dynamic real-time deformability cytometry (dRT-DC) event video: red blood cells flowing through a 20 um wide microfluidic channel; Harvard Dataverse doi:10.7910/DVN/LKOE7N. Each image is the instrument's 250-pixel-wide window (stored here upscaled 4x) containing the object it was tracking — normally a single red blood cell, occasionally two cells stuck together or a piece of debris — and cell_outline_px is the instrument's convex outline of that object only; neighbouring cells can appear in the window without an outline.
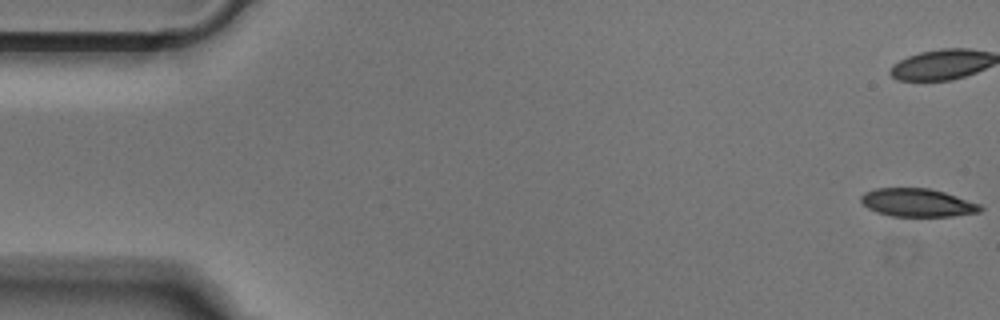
{"species": "Egyptian fruit bat (a non-hibernating species)", "species_latin": "Rousettus aegyptiacus", "temperature_condition": "cold", "stored_images_in_passage": 52, "camera_frame_rate_fps": 3000, "um_per_image_px": 0.085, "animal": {"sex": "male"}, "frame": {"image": 1, "passage_image": 1, "time_ms": 0.0, "image_size_px": [1000, 320], "cell_outline_px": [[984, 208], [980, 212], [952, 216], [892, 216], [876, 212], [868, 208], [860, 200], [860, 196], [864, 192], [876, 188], [928, 188], [944, 192], [980, 204]], "centroid_in_image_um": [77.97, 17.22], "position_along_channel_um": 7.0, "area_um2": 19.54}}